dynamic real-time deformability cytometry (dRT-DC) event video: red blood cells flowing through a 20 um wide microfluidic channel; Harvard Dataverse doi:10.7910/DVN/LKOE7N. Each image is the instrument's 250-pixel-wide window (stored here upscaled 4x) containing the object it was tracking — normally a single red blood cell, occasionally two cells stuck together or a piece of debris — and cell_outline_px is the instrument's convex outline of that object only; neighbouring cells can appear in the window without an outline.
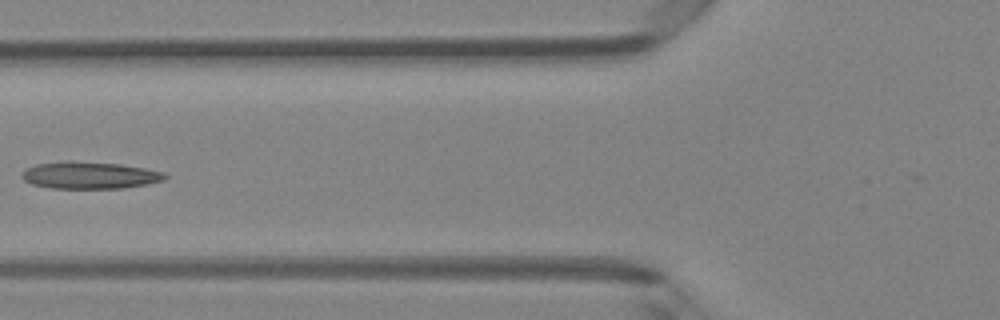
{"species": "Egyptian fruit bat (a non-hibernating species)", "species_latin": "Rousettus aegyptiacus", "temperature_condition": "room temperature", "stored_images_in_passage": 6, "camera_frame_rate_fps": 3000, "um_per_image_px": 0.085, "animal": {"sex": "female"}, "frame": {"image": 1, "passage_image": 6, "time_ms": 1.667, "image_size_px": [1000, 320], "cell_outline_px": [[168, 176], [164, 180], [148, 184], [124, 188], [52, 188], [32, 184], [24, 180], [20, 176], [20, 172], [24, 168], [36, 164], [120, 164], [144, 168], [164, 172]], "centroid_in_image_um": [7.66, 14.95], "position_along_channel_um": 118.1, "area_um2": 21.56}}